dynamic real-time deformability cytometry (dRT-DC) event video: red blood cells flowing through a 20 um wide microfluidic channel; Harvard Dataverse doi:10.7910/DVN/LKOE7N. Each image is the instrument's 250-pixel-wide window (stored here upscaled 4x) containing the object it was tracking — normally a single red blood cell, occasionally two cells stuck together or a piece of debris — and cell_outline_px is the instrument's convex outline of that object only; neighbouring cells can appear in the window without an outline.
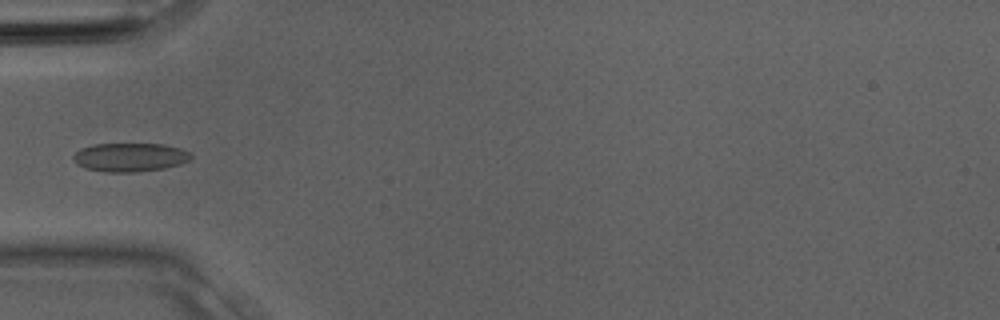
{"species": "Egyptian fruit bat (a non-hibernating species)", "species_latin": "Rousettus aegyptiacus", "temperature_condition": "room temperature", "stored_images_in_passage": 33, "camera_frame_rate_fps": 3000, "um_per_image_px": 0.085, "animal": {"sex": "male"}, "frame": {"image": 1, "passage_image": 11, "time_ms": 3.333, "image_size_px": [1000, 320], "cell_outline_px": [[192, 156], [188, 160], [180, 164], [164, 168], [136, 172], [108, 172], [84, 168], [76, 164], [72, 160], [72, 156], [80, 148], [96, 144], [164, 144], [180, 148], [188, 152]], "centroid_in_image_um": [11.0, 13.37], "position_along_channel_um": 74.0, "area_um2": 19.65}}
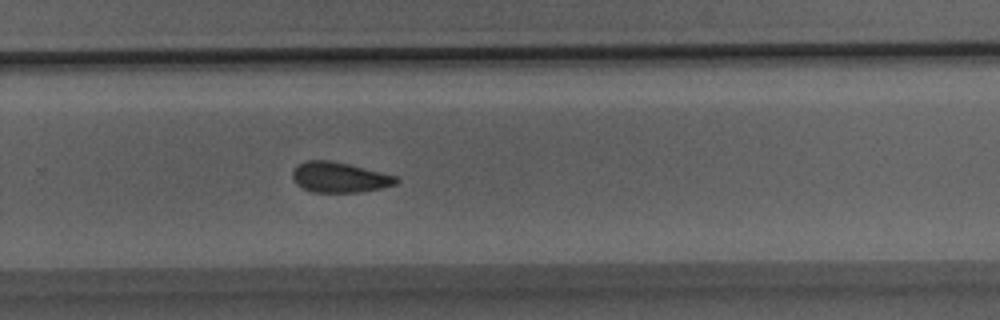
{"frame": {"image": 2, "passage_image": 22, "time_ms": 7.0, "image_size_px": [1000, 320], "cell_outline_px": [[400, 180], [396, 184], [380, 188], [360, 192], [312, 192], [300, 188], [292, 180], [292, 172], [300, 164], [308, 160], [328, 160], [348, 164], [396, 176]], "centroid_in_image_um": [28.82, 15.08], "position_along_channel_um": 301.0, "area_um2": 18.21}}
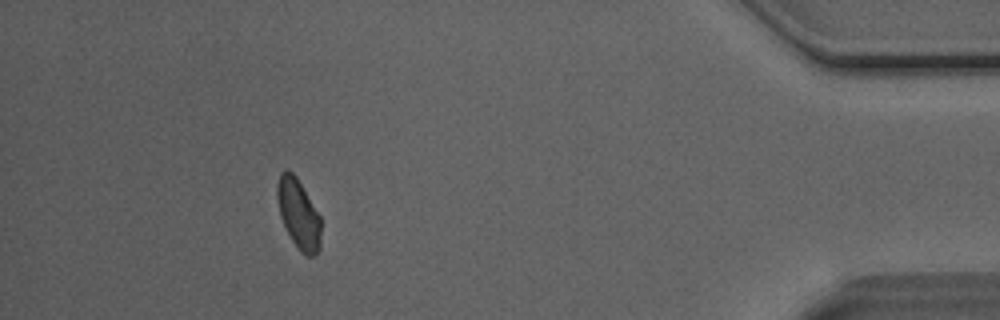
{"frame": {"image": 3, "passage_image": 30, "time_ms": 9.667, "image_size_px": [1000, 320], "cell_outline_px": [[320, 248], [312, 256], [308, 256], [300, 252], [292, 240], [280, 216], [276, 196], [276, 184], [280, 172], [288, 168], [296, 176], [320, 216]], "centroid_in_image_um": [25.35, 18.14], "position_along_channel_um": 409.9, "area_um2": 17.69}}